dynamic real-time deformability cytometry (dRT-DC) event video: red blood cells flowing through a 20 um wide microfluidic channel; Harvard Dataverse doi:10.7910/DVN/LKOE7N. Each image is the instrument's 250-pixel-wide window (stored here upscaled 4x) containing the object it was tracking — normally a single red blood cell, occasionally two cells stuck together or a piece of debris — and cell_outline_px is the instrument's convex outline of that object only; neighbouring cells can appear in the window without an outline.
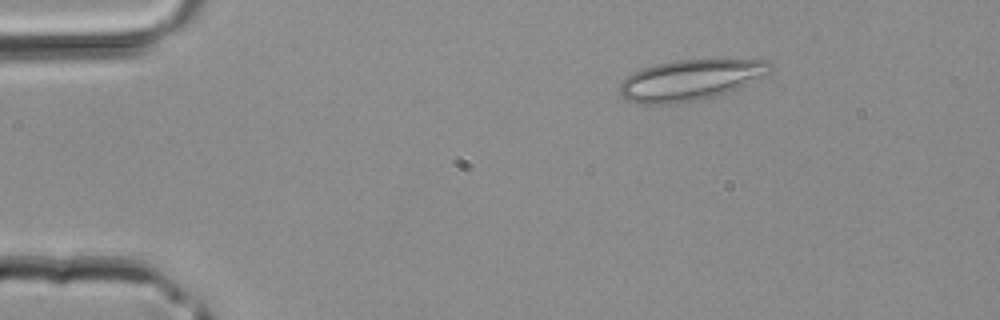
{"species": "common noctule bat (a hibernating species)", "species_latin": "Nyctalus noctula", "temperature_condition": "room temperature", "stored_images_in_passage": 36, "camera_frame_rate_fps": 3000, "um_per_image_px": 0.085, "animal": {"sex": "male", "body_mass_g": 20.4}, "frame": {"image": 1, "passage_image": 1, "time_ms": 0.0, "image_size_px": [1000, 320], "cell_outline_px": [[772, 72], [740, 88], [728, 92], [712, 96], [676, 104], [640, 104], [628, 100], [620, 92], [620, 84], [632, 72], [644, 68], [676, 60], [768, 60], [772, 64]], "centroid_in_image_um": [58.72, 6.8], "position_along_channel_um": 26.3, "area_um2": 35.32}}
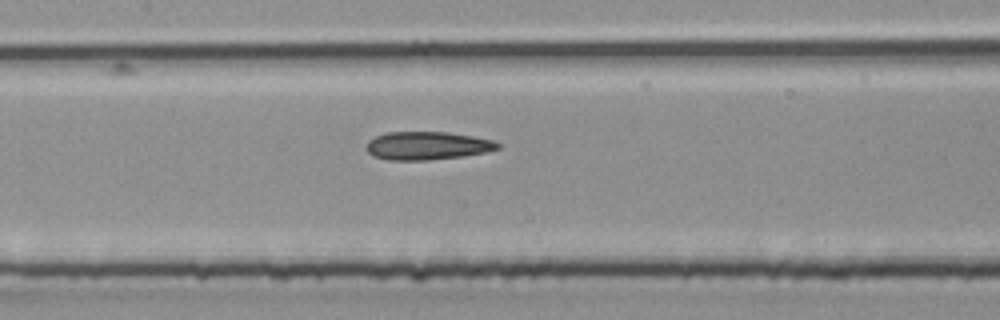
{"frame": {"image": 2, "passage_image": 14, "time_ms": 4.333, "image_size_px": [1000, 320], "cell_outline_px": [[500, 148], [488, 152], [464, 156], [428, 160], [388, 160], [372, 156], [364, 148], [368, 140], [384, 132], [448, 132], [496, 140], [500, 144]], "centroid_in_image_um": [36.31, 12.38], "position_along_channel_um": 171.1, "area_um2": 21.91}}
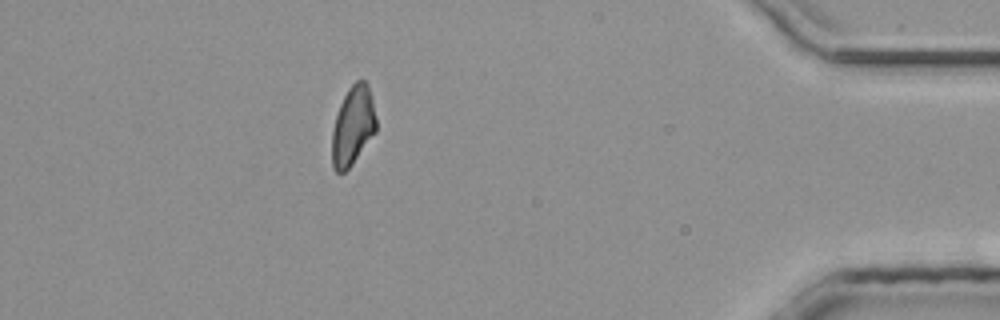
{"frame": {"image": 3, "passage_image": 31, "time_ms": 10.0, "image_size_px": [1000, 320], "cell_outline_px": [[376, 132], [352, 164], [344, 172], [336, 172], [332, 168], [332, 132], [336, 116], [340, 104], [348, 88], [356, 80], [364, 80], [368, 84], [372, 96], [376, 120]], "centroid_in_image_um": [30.0, 10.69], "position_along_channel_um": 405.2, "area_um2": 20.35}}